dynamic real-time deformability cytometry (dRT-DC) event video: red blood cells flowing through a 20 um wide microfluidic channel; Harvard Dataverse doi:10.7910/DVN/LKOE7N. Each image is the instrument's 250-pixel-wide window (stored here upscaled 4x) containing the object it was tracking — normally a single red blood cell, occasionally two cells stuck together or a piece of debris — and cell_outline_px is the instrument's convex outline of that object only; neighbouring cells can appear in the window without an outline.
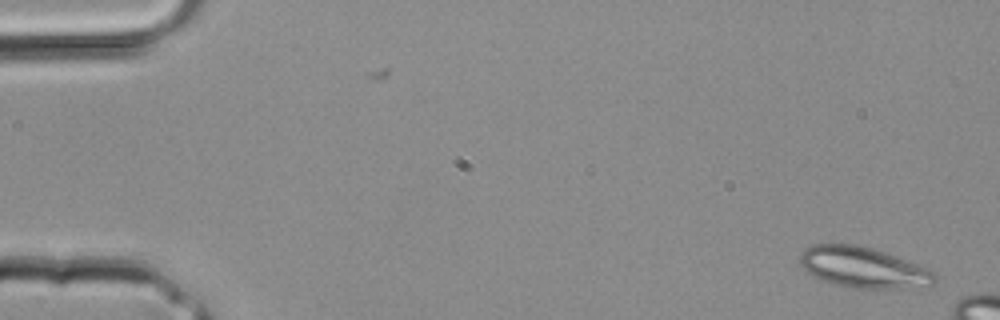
{"species": "common noctule bat (a hibernating species)", "species_latin": "Nyctalus noctula", "temperature_condition": "room temperature", "stored_images_in_passage": 3, "camera_frame_rate_fps": 3000, "um_per_image_px": 0.085, "animal": {"sex": "male", "body_mass_g": 20.4}, "frame": {"image": 1, "passage_image": 1, "time_ms": 0.0, "image_size_px": [1000, 320], "cell_outline_px": [[940, 276], [928, 288], [848, 288], [832, 284], [812, 276], [800, 264], [800, 252], [804, 248], [812, 244], [856, 244], [872, 248], [884, 252], [916, 264], [936, 272]], "centroid_in_image_um": [73.39, 22.75], "position_along_channel_um": 11.6, "area_um2": 32.43}}